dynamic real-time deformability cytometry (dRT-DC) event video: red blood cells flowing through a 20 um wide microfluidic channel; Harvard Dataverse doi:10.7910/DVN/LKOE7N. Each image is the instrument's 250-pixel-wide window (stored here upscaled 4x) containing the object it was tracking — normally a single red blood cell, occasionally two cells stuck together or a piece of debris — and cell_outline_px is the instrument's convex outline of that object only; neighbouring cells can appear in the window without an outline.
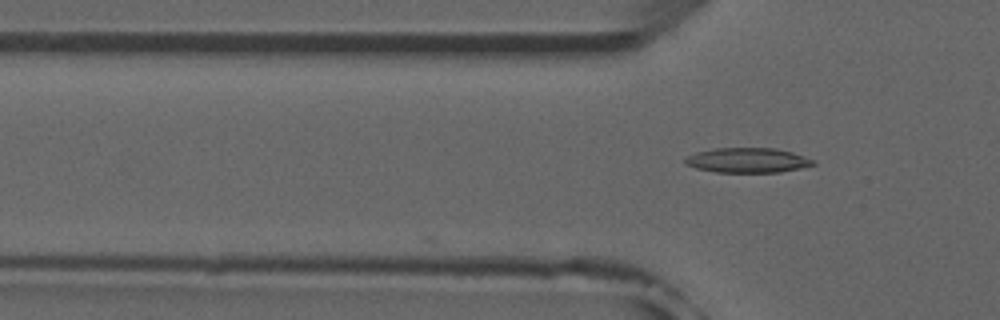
{"species": "common noctule bat (a hibernating species)", "species_latin": "Nyctalus noctula", "temperature_condition": "room temperature", "stored_images_in_passage": 4, "camera_frame_rate_fps": 3000, "um_per_image_px": 0.085, "animal": {"sex": "male", "forearm_length_mm": 52.5}, "frame": {"image": 1, "passage_image": 4, "time_ms": 1.0, "image_size_px": [1000, 320], "cell_outline_px": [[816, 164], [800, 168], [780, 172], [716, 172], [696, 168], [684, 164], [684, 160], [688, 156], [696, 152], [712, 148], [776, 148], [792, 152], [816, 160]], "centroid_in_image_um": [63.55, 13.62], "position_along_channel_um": 62.3, "area_um2": 18.61}}